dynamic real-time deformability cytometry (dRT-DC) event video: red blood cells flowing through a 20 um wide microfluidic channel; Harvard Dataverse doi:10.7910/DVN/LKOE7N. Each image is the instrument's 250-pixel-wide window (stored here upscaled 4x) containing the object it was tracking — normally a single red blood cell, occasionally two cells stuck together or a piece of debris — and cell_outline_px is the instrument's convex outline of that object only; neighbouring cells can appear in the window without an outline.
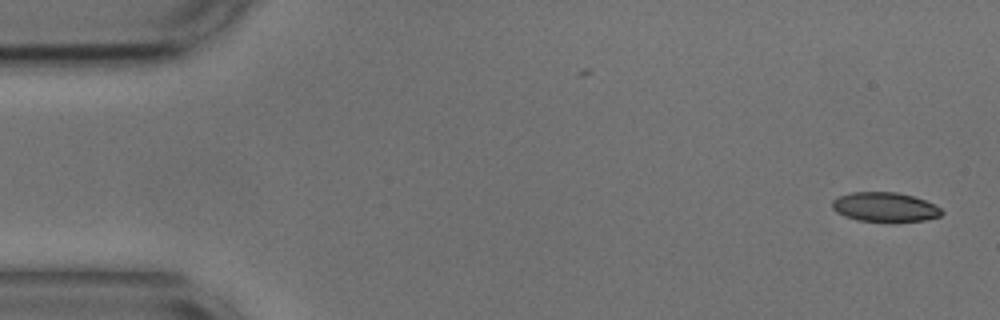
{"species": "common noctule bat (a hibernating species)", "species_latin": "Nyctalus noctula", "temperature_condition": "cold", "stored_images_in_passage": 50, "camera_frame_rate_fps": 3000, "um_per_image_px": 0.085, "animal": {"sex": "male", "body_mass_g": 17.9, "forearm_length_mm": 54.2}, "frame": {"image": 1, "passage_image": 1, "time_ms": 0.0, "image_size_px": [1000, 320], "cell_outline_px": [[944, 212], [940, 216], [924, 220], [860, 220], [844, 216], [836, 212], [832, 208], [832, 200], [840, 196], [852, 192], [896, 192], [912, 196], [924, 200], [940, 208]], "centroid_in_image_um": [75.18, 17.57], "position_along_channel_um": 9.8, "area_um2": 18.21}}
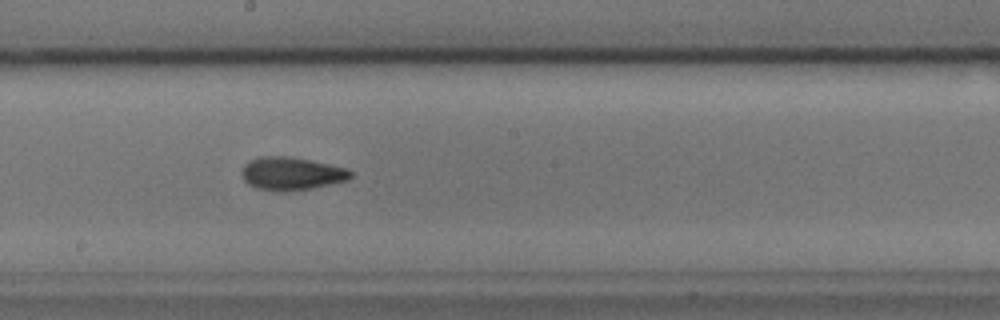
{"frame": {"image": 2, "passage_image": 28, "time_ms": 9.0, "image_size_px": [1000, 320], "cell_outline_px": [[352, 176], [348, 180], [312, 188], [284, 192], [256, 188], [248, 184], [244, 180], [240, 172], [244, 164], [248, 160], [260, 156], [288, 156], [312, 160], [348, 168], [352, 172]], "centroid_in_image_um": [24.76, 14.74], "position_along_channel_um": 223.4, "area_um2": 21.21}}
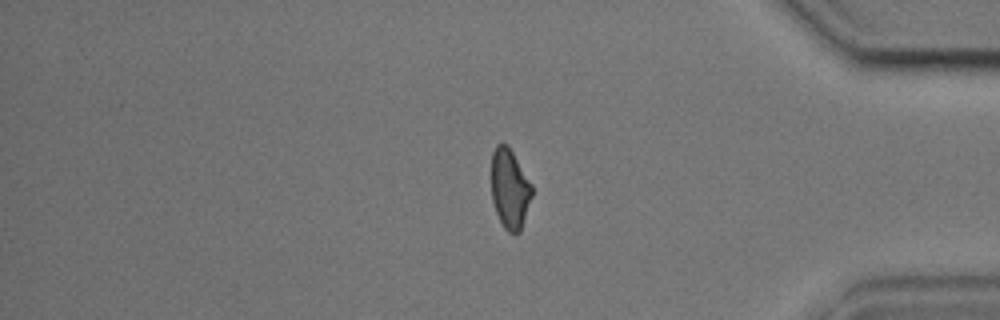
{"frame": {"image": 3, "passage_image": 44, "time_ms": 14.333, "image_size_px": [1000, 320], "cell_outline_px": [[532, 196], [520, 232], [508, 232], [504, 228], [496, 212], [492, 200], [492, 152], [496, 144], [504, 144], [512, 152], [532, 184]], "centroid_in_image_um": [43.33, 16.06], "position_along_channel_um": 391.9, "area_um2": 18.55}}